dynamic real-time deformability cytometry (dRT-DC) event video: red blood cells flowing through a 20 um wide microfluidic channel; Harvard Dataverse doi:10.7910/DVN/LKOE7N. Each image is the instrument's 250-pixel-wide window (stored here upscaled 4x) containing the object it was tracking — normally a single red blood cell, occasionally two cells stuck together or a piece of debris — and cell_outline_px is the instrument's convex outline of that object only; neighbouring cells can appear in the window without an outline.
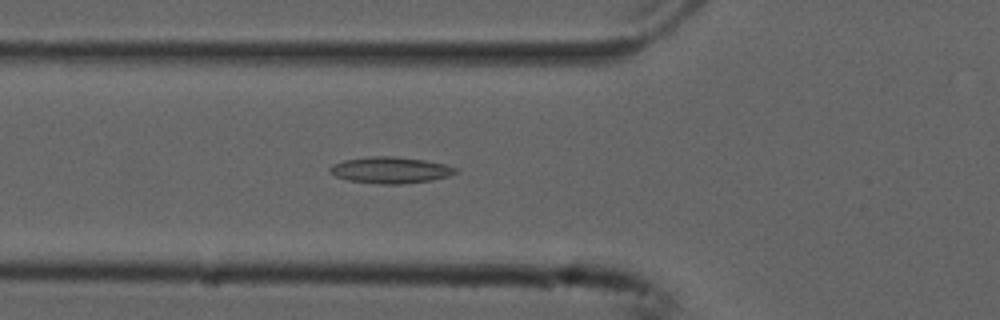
{"species": "common noctule bat (a hibernating species)", "species_latin": "Nyctalus noctula", "temperature_condition": "cold", "stored_images_in_passage": 40, "camera_frame_rate_fps": 3000, "um_per_image_px": 0.085, "animal": {"sex": "male", "forearm_length_mm": 52.5}, "frame": {"image": 1, "passage_image": 19, "time_ms": 6.0, "image_size_px": [1000, 320], "cell_outline_px": [[460, 172], [448, 176], [432, 180], [400, 184], [380, 184], [348, 180], [336, 176], [328, 172], [328, 168], [332, 164], [344, 160], [372, 156], [392, 156], [424, 160], [444, 164], [456, 168]], "centroid_in_image_um": [33.17, 14.46], "position_along_channel_um": 92.6, "area_um2": 19.31}}
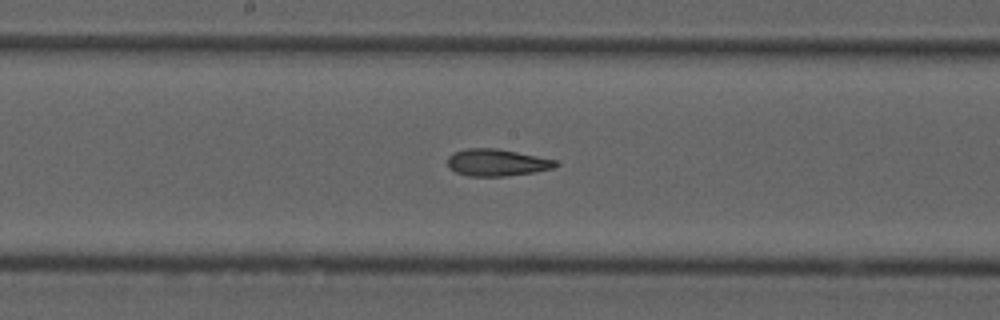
{"frame": {"image": 2, "passage_image": 28, "time_ms": 9.0, "image_size_px": [1000, 320], "cell_outline_px": [[560, 164], [552, 168], [536, 172], [504, 176], [468, 176], [456, 172], [448, 168], [448, 156], [452, 152], [468, 148], [496, 148], [556, 160]], "centroid_in_image_um": [42.2, 13.82], "position_along_channel_um": 206.0, "area_um2": 16.99}}
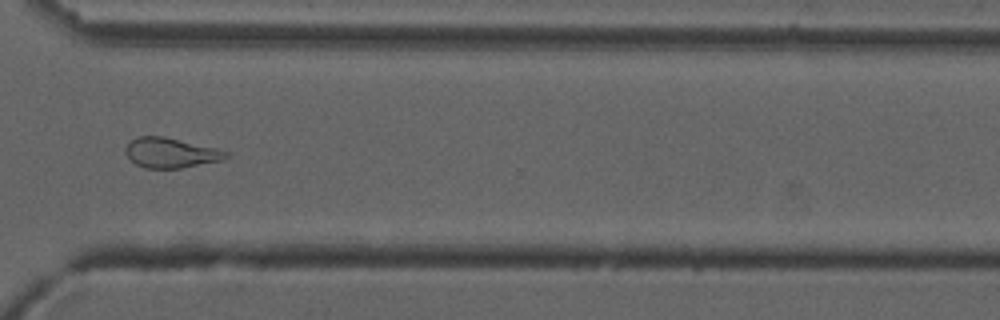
{"frame": {"image": 3, "passage_image": 40, "time_ms": 13.0, "image_size_px": [1000, 320], "cell_outline_px": [[228, 156], [224, 160], [180, 168], [144, 168], [136, 164], [124, 152], [124, 148], [132, 140], [140, 136], [164, 136], [216, 148], [228, 152]], "centroid_in_image_um": [14.51, 12.99], "position_along_channel_um": 356.1, "area_um2": 17.46}}